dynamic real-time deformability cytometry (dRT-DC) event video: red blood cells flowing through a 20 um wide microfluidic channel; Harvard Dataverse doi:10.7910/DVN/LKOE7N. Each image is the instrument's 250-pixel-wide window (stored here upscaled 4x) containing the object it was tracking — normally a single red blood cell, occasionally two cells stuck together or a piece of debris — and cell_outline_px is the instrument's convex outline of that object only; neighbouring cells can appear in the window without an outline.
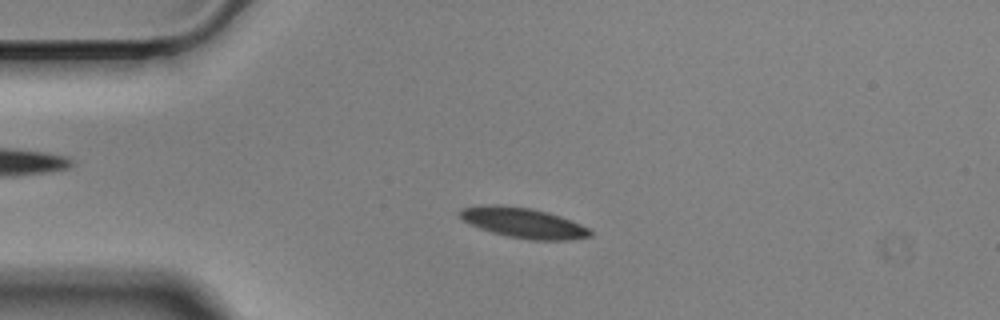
{"species": "Egyptian fruit bat (a non-hibernating species)", "species_latin": "Rousettus aegyptiacus", "temperature_condition": "cold", "stored_images_in_passage": 57, "camera_frame_rate_fps": 3000, "um_per_image_px": 0.085, "animal": {"sex": "male"}, "frame": {"image": 1, "passage_image": 13, "time_ms": 4.0, "image_size_px": [1000, 320], "cell_outline_px": [[592, 236], [572, 240], [528, 240], [508, 236], [492, 232], [468, 224], [460, 216], [460, 208], [488, 204], [500, 204], [528, 208], [548, 212], [560, 216], [580, 224], [588, 228], [592, 232]], "centroid_in_image_um": [44.49, 18.94], "position_along_channel_um": 40.5, "area_um2": 22.95}}
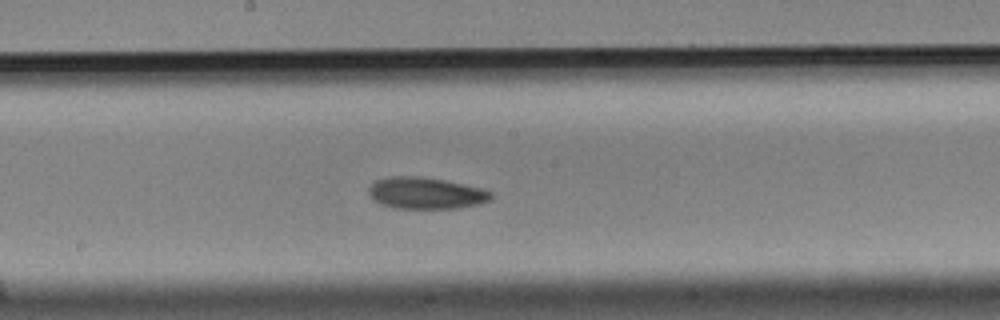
{"frame": {"image": 2, "passage_image": 30, "time_ms": 9.667, "image_size_px": [1000, 320], "cell_outline_px": [[492, 200], [480, 204], [456, 208], [396, 208], [380, 204], [368, 192], [368, 188], [376, 180], [388, 176], [420, 176], [444, 180], [480, 188], [492, 192]], "centroid_in_image_um": [36.2, 16.41], "position_along_channel_um": 212.0, "area_um2": 22.43}}
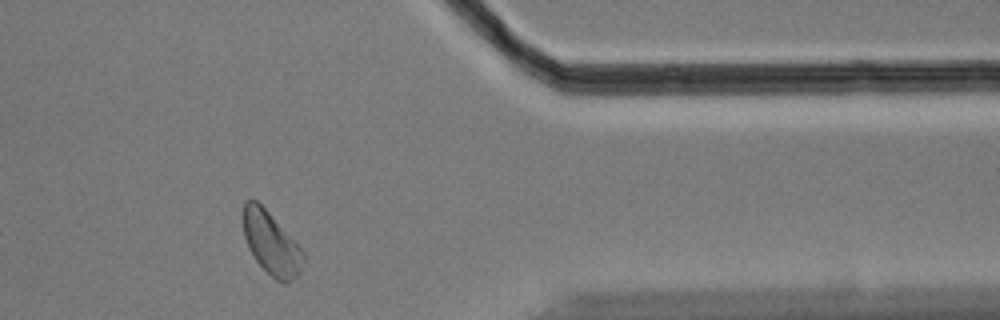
{"frame": {"image": 3, "passage_image": 47, "time_ms": 15.333, "image_size_px": [1000, 320], "cell_outline_px": [[304, 260], [300, 272], [292, 280], [284, 284], [276, 280], [256, 260], [248, 248], [244, 236], [244, 200], [256, 200], [268, 212], [304, 252]], "centroid_in_image_um": [23.05, 20.71], "position_along_channel_um": 388.3, "area_um2": 21.39}, "authors_computed_cell_mechanics": {"area_um2": 22.4264, "velocity_mm_per_s": 3.4559, "shape_relaxation_time_tau1_ms": 3.6406, "shape_relaxation_time_tau2_ms": null, "deformation_change_tau1": 0.0936, "deformation_change_tau2": null}}